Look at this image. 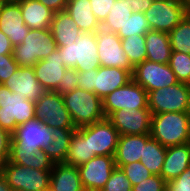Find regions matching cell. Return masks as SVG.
<instances>
[{"label": "cell", "mask_w": 190, "mask_h": 191, "mask_svg": "<svg viewBox=\"0 0 190 191\" xmlns=\"http://www.w3.org/2000/svg\"><path fill=\"white\" fill-rule=\"evenodd\" d=\"M94 74H97V70L78 72V88L94 92Z\"/></svg>", "instance_id": "f6af8a7d"}, {"label": "cell", "mask_w": 190, "mask_h": 191, "mask_svg": "<svg viewBox=\"0 0 190 191\" xmlns=\"http://www.w3.org/2000/svg\"><path fill=\"white\" fill-rule=\"evenodd\" d=\"M146 60L155 63L169 64L172 54L169 35L167 32L150 30L145 34Z\"/></svg>", "instance_id": "f1b7e54d"}, {"label": "cell", "mask_w": 190, "mask_h": 191, "mask_svg": "<svg viewBox=\"0 0 190 191\" xmlns=\"http://www.w3.org/2000/svg\"><path fill=\"white\" fill-rule=\"evenodd\" d=\"M190 166V142L166 148L160 176L166 181L177 178Z\"/></svg>", "instance_id": "7402d4cb"}, {"label": "cell", "mask_w": 190, "mask_h": 191, "mask_svg": "<svg viewBox=\"0 0 190 191\" xmlns=\"http://www.w3.org/2000/svg\"><path fill=\"white\" fill-rule=\"evenodd\" d=\"M119 136L118 130L106 117L89 125L90 156H114Z\"/></svg>", "instance_id": "9a60e30c"}, {"label": "cell", "mask_w": 190, "mask_h": 191, "mask_svg": "<svg viewBox=\"0 0 190 191\" xmlns=\"http://www.w3.org/2000/svg\"><path fill=\"white\" fill-rule=\"evenodd\" d=\"M76 128H52V142L43 150L54 163H64Z\"/></svg>", "instance_id": "4dcf8cb0"}, {"label": "cell", "mask_w": 190, "mask_h": 191, "mask_svg": "<svg viewBox=\"0 0 190 191\" xmlns=\"http://www.w3.org/2000/svg\"><path fill=\"white\" fill-rule=\"evenodd\" d=\"M116 168L114 156H95L78 167L85 191H100Z\"/></svg>", "instance_id": "5bb4252c"}, {"label": "cell", "mask_w": 190, "mask_h": 191, "mask_svg": "<svg viewBox=\"0 0 190 191\" xmlns=\"http://www.w3.org/2000/svg\"><path fill=\"white\" fill-rule=\"evenodd\" d=\"M132 186L139 184L153 174L140 162H133L121 167Z\"/></svg>", "instance_id": "74e56055"}, {"label": "cell", "mask_w": 190, "mask_h": 191, "mask_svg": "<svg viewBox=\"0 0 190 191\" xmlns=\"http://www.w3.org/2000/svg\"><path fill=\"white\" fill-rule=\"evenodd\" d=\"M172 52L190 55V12L168 33Z\"/></svg>", "instance_id": "d6a6232c"}, {"label": "cell", "mask_w": 190, "mask_h": 191, "mask_svg": "<svg viewBox=\"0 0 190 191\" xmlns=\"http://www.w3.org/2000/svg\"><path fill=\"white\" fill-rule=\"evenodd\" d=\"M2 85L34 103L46 92L36 78L33 67H19Z\"/></svg>", "instance_id": "ac0fdd59"}, {"label": "cell", "mask_w": 190, "mask_h": 191, "mask_svg": "<svg viewBox=\"0 0 190 191\" xmlns=\"http://www.w3.org/2000/svg\"><path fill=\"white\" fill-rule=\"evenodd\" d=\"M35 119V103L0 84V127L13 134L17 127Z\"/></svg>", "instance_id": "5b68a950"}, {"label": "cell", "mask_w": 190, "mask_h": 191, "mask_svg": "<svg viewBox=\"0 0 190 191\" xmlns=\"http://www.w3.org/2000/svg\"><path fill=\"white\" fill-rule=\"evenodd\" d=\"M166 156V147L150 137L144 146L140 162L153 174L159 175Z\"/></svg>", "instance_id": "1f68e13d"}, {"label": "cell", "mask_w": 190, "mask_h": 191, "mask_svg": "<svg viewBox=\"0 0 190 191\" xmlns=\"http://www.w3.org/2000/svg\"><path fill=\"white\" fill-rule=\"evenodd\" d=\"M132 13L133 11L127 1L116 0L110 13L101 24V28L110 32H115L123 39L125 38V24Z\"/></svg>", "instance_id": "f546056e"}, {"label": "cell", "mask_w": 190, "mask_h": 191, "mask_svg": "<svg viewBox=\"0 0 190 191\" xmlns=\"http://www.w3.org/2000/svg\"><path fill=\"white\" fill-rule=\"evenodd\" d=\"M11 191H26V190H16V189H11Z\"/></svg>", "instance_id": "f5cc1de1"}, {"label": "cell", "mask_w": 190, "mask_h": 191, "mask_svg": "<svg viewBox=\"0 0 190 191\" xmlns=\"http://www.w3.org/2000/svg\"><path fill=\"white\" fill-rule=\"evenodd\" d=\"M132 191H166V181L159 175H152L134 185Z\"/></svg>", "instance_id": "ab89813d"}, {"label": "cell", "mask_w": 190, "mask_h": 191, "mask_svg": "<svg viewBox=\"0 0 190 191\" xmlns=\"http://www.w3.org/2000/svg\"><path fill=\"white\" fill-rule=\"evenodd\" d=\"M132 80V74L122 68L100 66L94 74V93L102 100Z\"/></svg>", "instance_id": "ffe728a7"}, {"label": "cell", "mask_w": 190, "mask_h": 191, "mask_svg": "<svg viewBox=\"0 0 190 191\" xmlns=\"http://www.w3.org/2000/svg\"><path fill=\"white\" fill-rule=\"evenodd\" d=\"M12 134L0 127V168L9 160Z\"/></svg>", "instance_id": "ee69618b"}, {"label": "cell", "mask_w": 190, "mask_h": 191, "mask_svg": "<svg viewBox=\"0 0 190 191\" xmlns=\"http://www.w3.org/2000/svg\"><path fill=\"white\" fill-rule=\"evenodd\" d=\"M50 30L57 47H64L74 43L82 34V31L65 10L54 14Z\"/></svg>", "instance_id": "484cf974"}, {"label": "cell", "mask_w": 190, "mask_h": 191, "mask_svg": "<svg viewBox=\"0 0 190 191\" xmlns=\"http://www.w3.org/2000/svg\"><path fill=\"white\" fill-rule=\"evenodd\" d=\"M20 5L22 18L30 29H50L55 12L38 0L17 1Z\"/></svg>", "instance_id": "cb8c5ba5"}, {"label": "cell", "mask_w": 190, "mask_h": 191, "mask_svg": "<svg viewBox=\"0 0 190 191\" xmlns=\"http://www.w3.org/2000/svg\"><path fill=\"white\" fill-rule=\"evenodd\" d=\"M35 119L52 128H75L71 115L65 107L62 95L46 91L35 102Z\"/></svg>", "instance_id": "ba28073f"}, {"label": "cell", "mask_w": 190, "mask_h": 191, "mask_svg": "<svg viewBox=\"0 0 190 191\" xmlns=\"http://www.w3.org/2000/svg\"><path fill=\"white\" fill-rule=\"evenodd\" d=\"M9 162L39 170H52L54 162L44 150L21 148L13 139L10 141Z\"/></svg>", "instance_id": "603a6c76"}, {"label": "cell", "mask_w": 190, "mask_h": 191, "mask_svg": "<svg viewBox=\"0 0 190 191\" xmlns=\"http://www.w3.org/2000/svg\"><path fill=\"white\" fill-rule=\"evenodd\" d=\"M133 12L145 13L151 6L153 0H125Z\"/></svg>", "instance_id": "bcb514c9"}, {"label": "cell", "mask_w": 190, "mask_h": 191, "mask_svg": "<svg viewBox=\"0 0 190 191\" xmlns=\"http://www.w3.org/2000/svg\"><path fill=\"white\" fill-rule=\"evenodd\" d=\"M36 78L46 91H54L62 82L66 67L62 63L59 50L52 52L47 58L33 66Z\"/></svg>", "instance_id": "d6986e66"}, {"label": "cell", "mask_w": 190, "mask_h": 191, "mask_svg": "<svg viewBox=\"0 0 190 191\" xmlns=\"http://www.w3.org/2000/svg\"><path fill=\"white\" fill-rule=\"evenodd\" d=\"M153 1H173V0H153Z\"/></svg>", "instance_id": "816d5d0a"}, {"label": "cell", "mask_w": 190, "mask_h": 191, "mask_svg": "<svg viewBox=\"0 0 190 191\" xmlns=\"http://www.w3.org/2000/svg\"><path fill=\"white\" fill-rule=\"evenodd\" d=\"M141 108H148V93L133 79L102 99V109L106 118L120 109Z\"/></svg>", "instance_id": "9c48e42d"}, {"label": "cell", "mask_w": 190, "mask_h": 191, "mask_svg": "<svg viewBox=\"0 0 190 191\" xmlns=\"http://www.w3.org/2000/svg\"><path fill=\"white\" fill-rule=\"evenodd\" d=\"M121 46L134 67L146 60L145 35L125 37L121 39Z\"/></svg>", "instance_id": "836d02e7"}, {"label": "cell", "mask_w": 190, "mask_h": 191, "mask_svg": "<svg viewBox=\"0 0 190 191\" xmlns=\"http://www.w3.org/2000/svg\"><path fill=\"white\" fill-rule=\"evenodd\" d=\"M90 156L89 126L78 128L72 134L67 157L64 164L79 167L88 162Z\"/></svg>", "instance_id": "83f0119b"}, {"label": "cell", "mask_w": 190, "mask_h": 191, "mask_svg": "<svg viewBox=\"0 0 190 191\" xmlns=\"http://www.w3.org/2000/svg\"><path fill=\"white\" fill-rule=\"evenodd\" d=\"M170 68L181 83L190 82V55L183 52H172L170 61Z\"/></svg>", "instance_id": "e575fe53"}, {"label": "cell", "mask_w": 190, "mask_h": 191, "mask_svg": "<svg viewBox=\"0 0 190 191\" xmlns=\"http://www.w3.org/2000/svg\"><path fill=\"white\" fill-rule=\"evenodd\" d=\"M52 129L38 119L27 121L17 127L12 134V139L21 148L43 150L51 142Z\"/></svg>", "instance_id": "e0dca14e"}, {"label": "cell", "mask_w": 190, "mask_h": 191, "mask_svg": "<svg viewBox=\"0 0 190 191\" xmlns=\"http://www.w3.org/2000/svg\"><path fill=\"white\" fill-rule=\"evenodd\" d=\"M166 191H190V166L177 178L166 182Z\"/></svg>", "instance_id": "7bdbcfd3"}, {"label": "cell", "mask_w": 190, "mask_h": 191, "mask_svg": "<svg viewBox=\"0 0 190 191\" xmlns=\"http://www.w3.org/2000/svg\"><path fill=\"white\" fill-rule=\"evenodd\" d=\"M116 0H90L92 12L100 24L104 22L110 13Z\"/></svg>", "instance_id": "b9f144b4"}, {"label": "cell", "mask_w": 190, "mask_h": 191, "mask_svg": "<svg viewBox=\"0 0 190 191\" xmlns=\"http://www.w3.org/2000/svg\"><path fill=\"white\" fill-rule=\"evenodd\" d=\"M188 88H189V95H190V82L188 83Z\"/></svg>", "instance_id": "db71d44e"}, {"label": "cell", "mask_w": 190, "mask_h": 191, "mask_svg": "<svg viewBox=\"0 0 190 191\" xmlns=\"http://www.w3.org/2000/svg\"><path fill=\"white\" fill-rule=\"evenodd\" d=\"M151 111L149 108L141 109H120L113 112L108 119L122 135L150 134Z\"/></svg>", "instance_id": "4fadbf2b"}, {"label": "cell", "mask_w": 190, "mask_h": 191, "mask_svg": "<svg viewBox=\"0 0 190 191\" xmlns=\"http://www.w3.org/2000/svg\"><path fill=\"white\" fill-rule=\"evenodd\" d=\"M150 135L166 148L189 143V112L152 114Z\"/></svg>", "instance_id": "6da1fadb"}, {"label": "cell", "mask_w": 190, "mask_h": 191, "mask_svg": "<svg viewBox=\"0 0 190 191\" xmlns=\"http://www.w3.org/2000/svg\"><path fill=\"white\" fill-rule=\"evenodd\" d=\"M0 191H11V187L8 185L5 177L0 172Z\"/></svg>", "instance_id": "681fc988"}, {"label": "cell", "mask_w": 190, "mask_h": 191, "mask_svg": "<svg viewBox=\"0 0 190 191\" xmlns=\"http://www.w3.org/2000/svg\"><path fill=\"white\" fill-rule=\"evenodd\" d=\"M150 137V134L119 136L114 154L116 167L121 168L123 165L140 161L146 141Z\"/></svg>", "instance_id": "44dd1931"}, {"label": "cell", "mask_w": 190, "mask_h": 191, "mask_svg": "<svg viewBox=\"0 0 190 191\" xmlns=\"http://www.w3.org/2000/svg\"><path fill=\"white\" fill-rule=\"evenodd\" d=\"M78 87V71L74 68H67L62 82L58 84L54 92H58L60 95L72 92Z\"/></svg>", "instance_id": "f35d334b"}, {"label": "cell", "mask_w": 190, "mask_h": 191, "mask_svg": "<svg viewBox=\"0 0 190 191\" xmlns=\"http://www.w3.org/2000/svg\"><path fill=\"white\" fill-rule=\"evenodd\" d=\"M0 30L9 37L13 47L21 44L27 37L30 28L25 25L17 1H0Z\"/></svg>", "instance_id": "2e32d148"}, {"label": "cell", "mask_w": 190, "mask_h": 191, "mask_svg": "<svg viewBox=\"0 0 190 191\" xmlns=\"http://www.w3.org/2000/svg\"><path fill=\"white\" fill-rule=\"evenodd\" d=\"M96 39L100 66L122 68L133 74L134 66L123 51L121 38L117 33L100 28L96 32Z\"/></svg>", "instance_id": "8fae6325"}, {"label": "cell", "mask_w": 190, "mask_h": 191, "mask_svg": "<svg viewBox=\"0 0 190 191\" xmlns=\"http://www.w3.org/2000/svg\"><path fill=\"white\" fill-rule=\"evenodd\" d=\"M0 172L11 189L47 191L50 188L51 170H39L6 161Z\"/></svg>", "instance_id": "8992f818"}, {"label": "cell", "mask_w": 190, "mask_h": 191, "mask_svg": "<svg viewBox=\"0 0 190 191\" xmlns=\"http://www.w3.org/2000/svg\"><path fill=\"white\" fill-rule=\"evenodd\" d=\"M57 49L66 68L86 72L100 67L95 32L82 33L74 43Z\"/></svg>", "instance_id": "3957f363"}, {"label": "cell", "mask_w": 190, "mask_h": 191, "mask_svg": "<svg viewBox=\"0 0 190 191\" xmlns=\"http://www.w3.org/2000/svg\"><path fill=\"white\" fill-rule=\"evenodd\" d=\"M76 129L89 126L105 118L102 100L94 93L76 87L62 95Z\"/></svg>", "instance_id": "7a4b0ae2"}, {"label": "cell", "mask_w": 190, "mask_h": 191, "mask_svg": "<svg viewBox=\"0 0 190 191\" xmlns=\"http://www.w3.org/2000/svg\"><path fill=\"white\" fill-rule=\"evenodd\" d=\"M13 48L9 37L0 30V55L13 54Z\"/></svg>", "instance_id": "c3c4849f"}, {"label": "cell", "mask_w": 190, "mask_h": 191, "mask_svg": "<svg viewBox=\"0 0 190 191\" xmlns=\"http://www.w3.org/2000/svg\"><path fill=\"white\" fill-rule=\"evenodd\" d=\"M53 12L65 10L68 0H38Z\"/></svg>", "instance_id": "7dc6e473"}, {"label": "cell", "mask_w": 190, "mask_h": 191, "mask_svg": "<svg viewBox=\"0 0 190 191\" xmlns=\"http://www.w3.org/2000/svg\"><path fill=\"white\" fill-rule=\"evenodd\" d=\"M50 191H85L78 167L54 163L51 170Z\"/></svg>", "instance_id": "d4e9b609"}, {"label": "cell", "mask_w": 190, "mask_h": 191, "mask_svg": "<svg viewBox=\"0 0 190 191\" xmlns=\"http://www.w3.org/2000/svg\"><path fill=\"white\" fill-rule=\"evenodd\" d=\"M150 30L151 29L144 13L133 12L125 24V37H131L132 35H145Z\"/></svg>", "instance_id": "8d00e7d4"}, {"label": "cell", "mask_w": 190, "mask_h": 191, "mask_svg": "<svg viewBox=\"0 0 190 191\" xmlns=\"http://www.w3.org/2000/svg\"><path fill=\"white\" fill-rule=\"evenodd\" d=\"M132 79L147 92L179 83L169 64L144 60L134 67Z\"/></svg>", "instance_id": "7c38bea8"}, {"label": "cell", "mask_w": 190, "mask_h": 191, "mask_svg": "<svg viewBox=\"0 0 190 191\" xmlns=\"http://www.w3.org/2000/svg\"><path fill=\"white\" fill-rule=\"evenodd\" d=\"M57 50L50 29H30L27 37L13 48V57L19 67H33Z\"/></svg>", "instance_id": "277c9868"}, {"label": "cell", "mask_w": 190, "mask_h": 191, "mask_svg": "<svg viewBox=\"0 0 190 191\" xmlns=\"http://www.w3.org/2000/svg\"><path fill=\"white\" fill-rule=\"evenodd\" d=\"M184 7L190 12V0H179Z\"/></svg>", "instance_id": "f907efd6"}, {"label": "cell", "mask_w": 190, "mask_h": 191, "mask_svg": "<svg viewBox=\"0 0 190 191\" xmlns=\"http://www.w3.org/2000/svg\"><path fill=\"white\" fill-rule=\"evenodd\" d=\"M132 184L121 168L116 167L100 191H132Z\"/></svg>", "instance_id": "d590c367"}, {"label": "cell", "mask_w": 190, "mask_h": 191, "mask_svg": "<svg viewBox=\"0 0 190 191\" xmlns=\"http://www.w3.org/2000/svg\"><path fill=\"white\" fill-rule=\"evenodd\" d=\"M65 11L82 33H96L101 28V24L92 12L90 0H68Z\"/></svg>", "instance_id": "4316f807"}, {"label": "cell", "mask_w": 190, "mask_h": 191, "mask_svg": "<svg viewBox=\"0 0 190 191\" xmlns=\"http://www.w3.org/2000/svg\"><path fill=\"white\" fill-rule=\"evenodd\" d=\"M187 13L189 11L179 0L152 1L144 16L151 30L169 33Z\"/></svg>", "instance_id": "30bf717a"}, {"label": "cell", "mask_w": 190, "mask_h": 191, "mask_svg": "<svg viewBox=\"0 0 190 191\" xmlns=\"http://www.w3.org/2000/svg\"><path fill=\"white\" fill-rule=\"evenodd\" d=\"M148 93L151 114L166 112H190V95L187 83L173 84Z\"/></svg>", "instance_id": "52a82bcc"}, {"label": "cell", "mask_w": 190, "mask_h": 191, "mask_svg": "<svg viewBox=\"0 0 190 191\" xmlns=\"http://www.w3.org/2000/svg\"><path fill=\"white\" fill-rule=\"evenodd\" d=\"M18 68L13 54L0 55V84L6 82Z\"/></svg>", "instance_id": "60d3db41"}]
</instances>
